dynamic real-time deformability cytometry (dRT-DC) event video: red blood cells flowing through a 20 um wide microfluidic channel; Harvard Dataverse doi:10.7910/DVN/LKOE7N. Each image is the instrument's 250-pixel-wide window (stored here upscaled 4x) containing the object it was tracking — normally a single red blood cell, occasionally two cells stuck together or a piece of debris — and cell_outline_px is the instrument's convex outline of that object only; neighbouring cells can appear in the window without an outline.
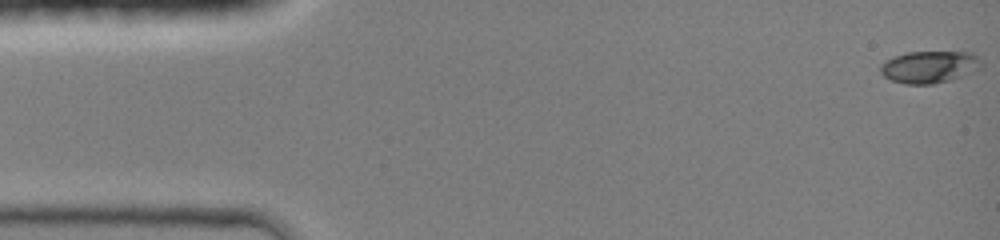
{"species": "common noctule bat (a hibernating species)", "species_latin": "Nyctalus noctula", "temperature_condition": "room temperature", "stored_images_in_passage": 45, "camera_frame_rate_fps": 3000, "um_per_image_px": 0.085, "animal": {"sex": "female", "body_mass_g": 19.0, "forearm_length_mm": 51.5}, "frame": {"image": 1, "passage_image": 1, "time_ms": 0.0, "image_size_px": [1000, 240], "cell_outline_px": [[984, 64], [980, 68], [972, 72], [948, 80], [932, 84], [904, 84], [892, 80], [884, 76], [880, 72], [880, 64], [884, 60], [892, 56], [908, 52], [972, 52]], "centroid_in_image_um": [78.96, 5.67], "position_along_channel_um": 6.0, "area_um2": 18.9}}
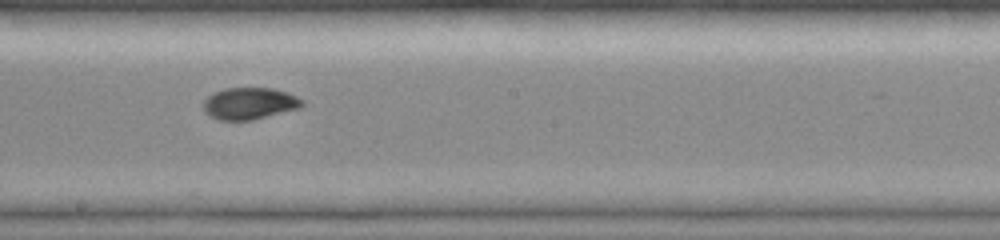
{"frame": {"image": 2, "passage_image": 25, "time_ms": 8.0, "image_size_px": [1000, 240], "cell_outline_px": [[304, 104], [300, 108], [252, 120], [220, 120], [204, 112], [204, 100], [212, 92], [224, 88], [272, 88], [288, 92], [304, 100]], "centroid_in_image_um": [21.22, 8.78], "position_along_channel_um": 227.0, "area_um2": 18.38}}
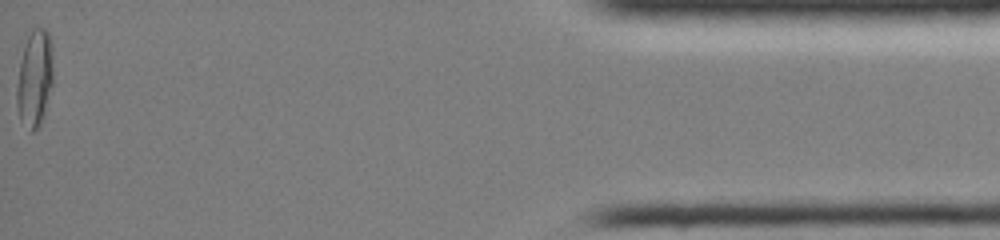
{"frame": {"image": 3, "passage_image": 45, "time_ms": 14.667, "image_size_px": [1000, 240], "cell_outline_px": [[52, 84], [40, 124], [32, 132], [20, 120], [16, 108], [16, 84], [20, 60], [28, 36], [32, 28], [44, 28], [48, 32], [52, 44]], "centroid_in_image_um": [2.92, 6.64], "position_along_channel_um": 432.3, "area_um2": 20.46}, "authors_computed_cell_mechanics": {"area_um2": 18.1492, "velocity_mm_per_s": 4.3095, "shape_relaxation_time_tau1_ms": null, "shape_relaxation_time_tau2_ms": 1.3142, "deformation_change_tau1": null, "deformation_change_tau2": 0.0298}}